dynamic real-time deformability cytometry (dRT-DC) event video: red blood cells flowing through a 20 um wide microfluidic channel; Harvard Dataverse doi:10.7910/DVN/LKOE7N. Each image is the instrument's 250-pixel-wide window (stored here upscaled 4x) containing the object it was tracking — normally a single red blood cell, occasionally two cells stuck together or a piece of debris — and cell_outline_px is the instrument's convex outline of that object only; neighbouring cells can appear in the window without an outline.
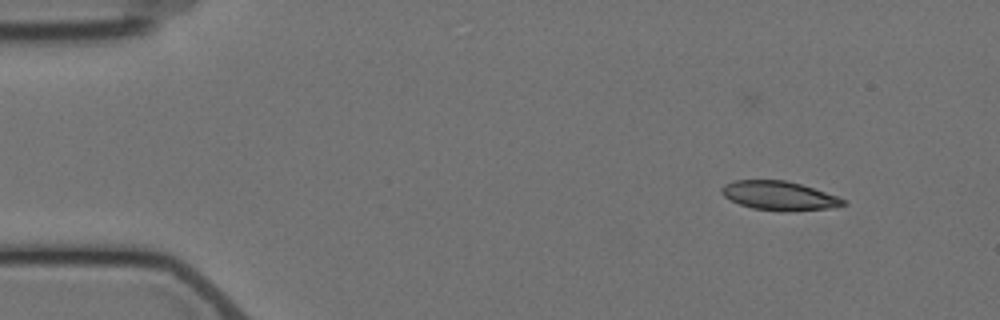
{"species": "Egyptian fruit bat (a non-hibernating species)", "species_latin": "Rousettus aegyptiacus", "temperature_condition": "cold", "stored_images_in_passage": 3, "camera_frame_rate_fps": 3000, "um_per_image_px": 0.085, "animal": {"sex": "female"}, "frame": {"image": 1, "passage_image": 3, "time_ms": 3.333, "image_size_px": [1000, 320], "cell_outline_px": [[848, 204], [828, 208], [784, 212], [780, 212], [752, 208], [740, 204], [724, 196], [720, 192], [720, 188], [724, 184], [732, 180], [784, 180], [800, 184], [848, 200]], "centroid_in_image_um": [66.21, 16.64], "position_along_channel_um": 18.8, "area_um2": 20.58}}